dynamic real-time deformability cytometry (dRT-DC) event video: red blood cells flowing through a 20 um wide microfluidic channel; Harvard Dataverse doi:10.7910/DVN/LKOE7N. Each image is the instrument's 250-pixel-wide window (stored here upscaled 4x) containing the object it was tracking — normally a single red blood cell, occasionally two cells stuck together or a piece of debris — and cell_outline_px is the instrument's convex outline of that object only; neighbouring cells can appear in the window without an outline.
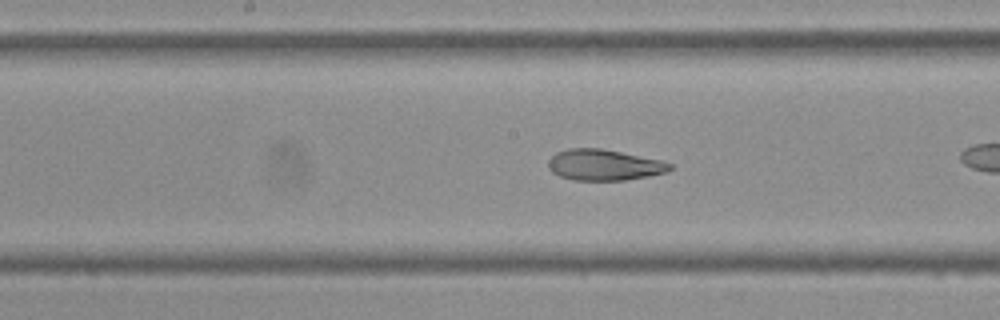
{"species": "Egyptian fruit bat (a non-hibernating species)", "species_latin": "Rousettus aegyptiacus", "temperature_condition": "cold", "stored_images_in_passage": 37, "camera_frame_rate_fps": 3000, "um_per_image_px": 0.085, "frame": {"image": 1, "passage_image": 22, "time_ms": 7.0, "image_size_px": [1000, 320], "cell_outline_px": [[672, 168], [668, 172], [648, 176], [624, 180], [572, 180], [560, 176], [552, 172], [548, 168], [548, 160], [556, 152], [568, 148], [600, 148], [660, 160], [672, 164]], "centroid_in_image_um": [51.32, 14.02], "position_along_channel_um": 196.9, "area_um2": 21.91}}
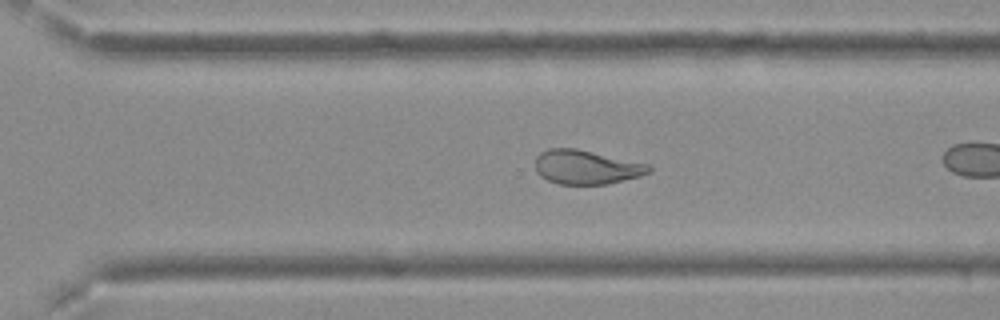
{"frame": {"image": 2, "passage_image": 32, "time_ms": 10.333, "image_size_px": [1000, 320], "cell_outline_px": [[652, 172], [640, 176], [608, 184], [560, 184], [548, 180], [540, 176], [536, 172], [536, 156], [540, 152], [548, 148], [576, 148], [648, 164], [652, 168]], "centroid_in_image_um": [49.83, 14.2], "position_along_channel_um": 320.8, "area_um2": 22.6}}